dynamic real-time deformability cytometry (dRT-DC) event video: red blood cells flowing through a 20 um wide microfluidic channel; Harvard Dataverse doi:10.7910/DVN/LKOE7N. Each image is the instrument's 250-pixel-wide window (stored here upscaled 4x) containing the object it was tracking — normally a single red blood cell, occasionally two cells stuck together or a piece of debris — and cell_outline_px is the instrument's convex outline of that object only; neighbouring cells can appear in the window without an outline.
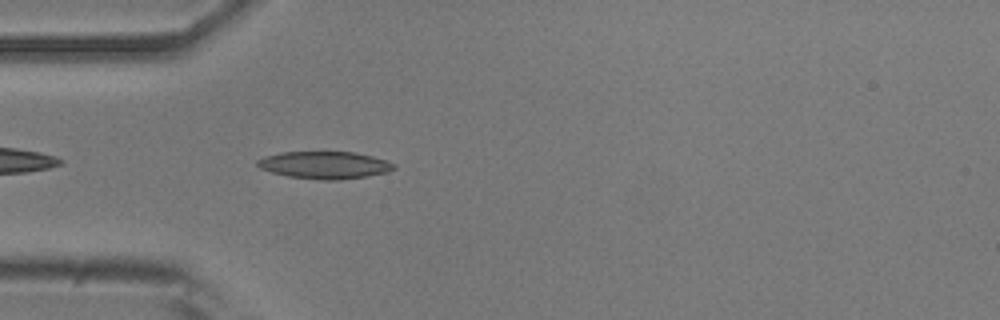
{"species": "common noctule bat (a hibernating species)", "species_latin": "Nyctalus noctula", "temperature_condition": "room temperature", "stored_images_in_passage": 3, "camera_frame_rate_fps": 3000, "um_per_image_px": 0.085, "animal": {"sex": "male", "body_mass_g": 20.5, "forearm_length_mm": 52.5}, "frame": {"image": 1, "passage_image": 1, "time_ms": 0.0, "image_size_px": [1000, 320], "cell_outline_px": [[396, 168], [388, 172], [368, 176], [340, 180], [320, 180], [288, 176], [272, 172], [260, 168], [256, 164], [256, 160], [264, 156], [280, 152], [356, 152], [372, 156], [396, 164]], "centroid_in_image_um": [27.6, 14.03], "position_along_channel_um": 57.4, "area_um2": 21.85}}